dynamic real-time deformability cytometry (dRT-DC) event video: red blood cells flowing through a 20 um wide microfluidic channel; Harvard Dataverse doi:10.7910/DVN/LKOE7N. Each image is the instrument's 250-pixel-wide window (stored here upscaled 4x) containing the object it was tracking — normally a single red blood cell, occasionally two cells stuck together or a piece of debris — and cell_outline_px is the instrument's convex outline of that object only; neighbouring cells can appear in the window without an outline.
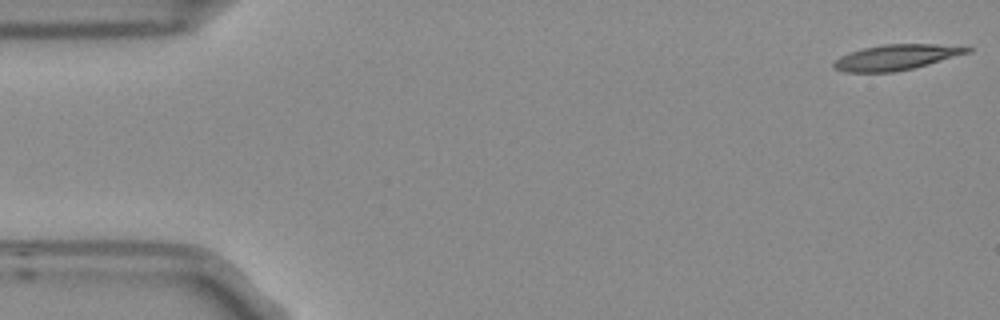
{"species": "Egyptian fruit bat (a non-hibernating species)", "species_latin": "Rousettus aegyptiacus", "temperature_condition": "room temperature", "stored_images_in_passage": 6, "camera_frame_rate_fps": 3000, "um_per_image_px": 0.085, "frame": {"image": 1, "passage_image": 1, "time_ms": 0.0, "image_size_px": [1000, 320], "cell_outline_px": [[972, 52], [928, 64], [912, 68], [892, 72], [844, 72], [832, 68], [832, 64], [840, 56], [848, 52], [864, 48], [884, 44], [936, 44], [972, 48]], "centroid_in_image_um": [76.14, 4.87], "position_along_channel_um": 8.9, "area_um2": 19.71}}